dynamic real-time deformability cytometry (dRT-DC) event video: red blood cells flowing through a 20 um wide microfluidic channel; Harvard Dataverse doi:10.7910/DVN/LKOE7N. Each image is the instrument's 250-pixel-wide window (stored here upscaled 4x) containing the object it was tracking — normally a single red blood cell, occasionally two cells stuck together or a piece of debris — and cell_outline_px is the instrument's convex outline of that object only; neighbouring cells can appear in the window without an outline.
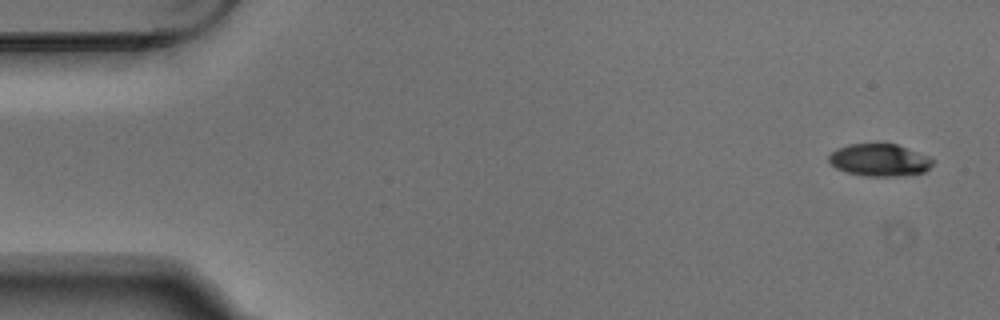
{"species": "Egyptian fruit bat (a non-hibernating species)", "species_latin": "Rousettus aegyptiacus", "temperature_condition": "warm", "stored_images_in_passage": 4, "camera_frame_rate_fps": 3000, "um_per_image_px": 0.085, "animal": {"sex": "male"}, "frame": {"image": 1, "passage_image": 1, "time_ms": 0.0, "image_size_px": [1000, 320], "cell_outline_px": [[936, 160], [924, 172], [888, 176], [868, 176], [848, 172], [836, 168], [828, 160], [828, 156], [836, 148], [848, 144], [896, 144], [928, 156]], "centroid_in_image_um": [74.74, 13.59], "position_along_channel_um": 10.3, "area_um2": 19.25}}
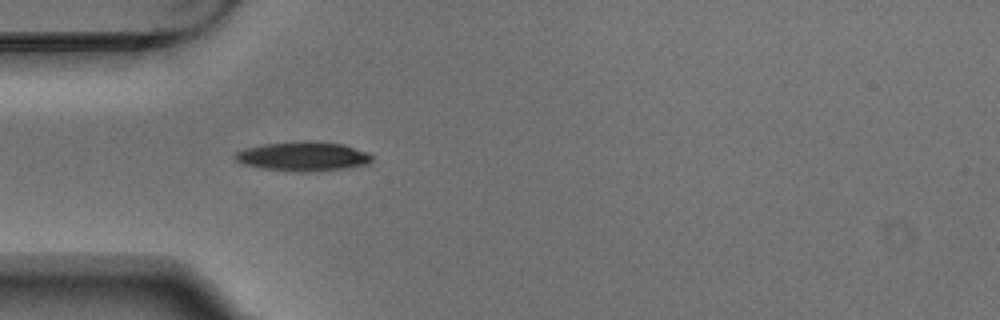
{"frame": {"image": 2, "passage_image": 4, "time_ms": 1.0, "image_size_px": [1000, 320], "cell_outline_px": [[372, 160], [368, 164], [344, 168], [308, 172], [300, 172], [264, 168], [244, 164], [236, 160], [232, 156], [236, 152], [244, 148], [264, 144], [344, 144], [368, 152], [372, 156]], "centroid_in_image_um": [25.76, 13.34], "position_along_channel_um": 59.2, "area_um2": 22.2}}